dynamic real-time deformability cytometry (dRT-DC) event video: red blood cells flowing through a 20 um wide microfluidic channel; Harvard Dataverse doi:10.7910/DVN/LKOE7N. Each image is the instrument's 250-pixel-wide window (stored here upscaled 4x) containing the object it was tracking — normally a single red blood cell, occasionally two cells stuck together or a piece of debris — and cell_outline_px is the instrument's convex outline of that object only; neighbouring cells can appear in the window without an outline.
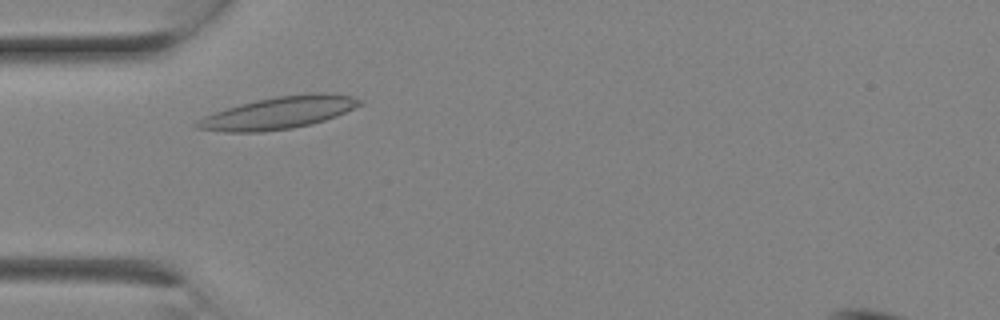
{"species": "Egyptian fruit bat (a non-hibernating species)", "species_latin": "Rousettus aegyptiacus", "temperature_condition": "room temperature", "stored_images_in_passage": 1, "camera_frame_rate_fps": 3000, "um_per_image_px": 0.085, "animal": {"sex": "female"}, "frame": {"image": 1, "passage_image": 1, "time_ms": 0.0, "image_size_px": [1000, 320], "cell_outline_px": [[364, 104], [336, 116], [312, 124], [292, 128], [260, 132], [224, 132], [196, 128], [192, 124], [204, 116], [240, 104], [256, 100], [276, 96], [308, 92], [324, 92], [352, 96], [364, 100]], "centroid_in_image_um": [23.73, 9.57], "position_along_channel_um": 61.3, "area_um2": 30.75}}